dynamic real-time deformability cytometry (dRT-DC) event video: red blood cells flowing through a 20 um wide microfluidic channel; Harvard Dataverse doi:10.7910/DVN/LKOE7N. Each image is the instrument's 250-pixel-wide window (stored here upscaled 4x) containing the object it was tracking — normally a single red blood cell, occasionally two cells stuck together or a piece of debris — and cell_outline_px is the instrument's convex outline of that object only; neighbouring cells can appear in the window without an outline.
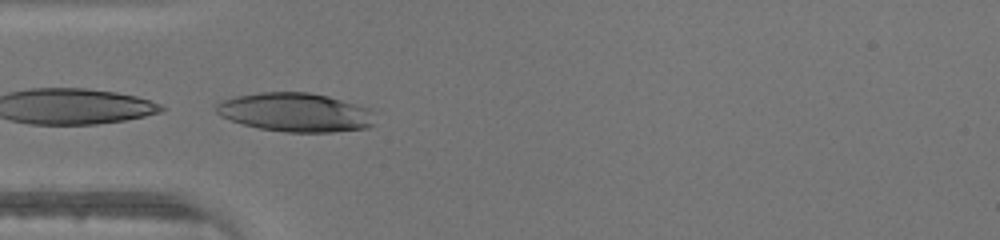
{"species": "human", "species_latin": "Homo sapiens", "temperature_condition": "warm", "stored_images_in_passage": 30, "segment_of_instrument_passage": [2, 2], "camera_frame_rate_fps": 3000, "um_per_image_px": 0.085, "donor": {"sex": "male"}, "frame": {"image": 1, "passage_image": 13, "time_ms": 4.0, "image_size_px": [1000, 240], "cell_outline_px": [[372, 124], [368, 128], [332, 132], [284, 132], [260, 128], [244, 124], [220, 116], [216, 112], [216, 104], [232, 96], [260, 92], [308, 92], [328, 96], [368, 108]], "centroid_in_image_um": [25.05, 9.54], "position_along_channel_um": 60.0, "area_um2": 35.55}}
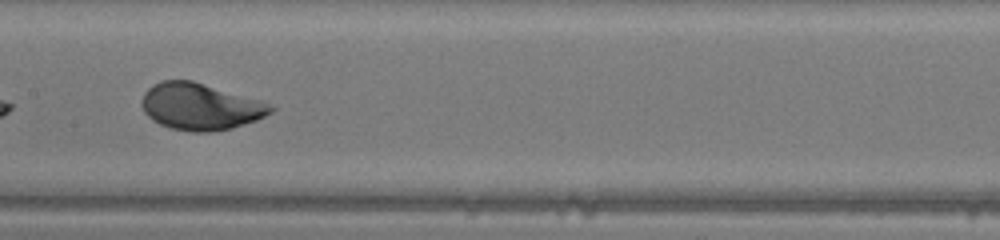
{"frame": {"image": 2, "passage_image": 22, "time_ms": 7.0, "image_size_px": [1000, 240], "cell_outline_px": [[276, 108], [272, 112], [256, 120], [232, 128], [212, 132], [192, 132], [172, 128], [160, 124], [152, 120], [144, 112], [140, 104], [144, 92], [152, 84], [160, 80], [192, 80], [264, 100]], "centroid_in_image_um": [17.04, 9.04], "position_along_channel_um": 190.4, "area_um2": 35.55}}
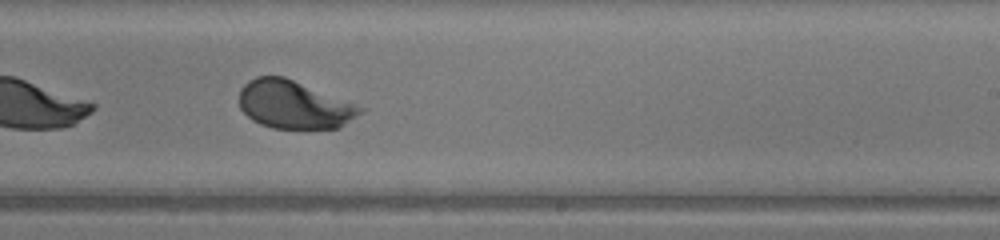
{"frame": {"image": 3, "passage_image": 27, "time_ms": 8.667, "image_size_px": [1000, 240], "cell_outline_px": [[368, 108], [340, 128], [272, 128], [260, 124], [252, 120], [240, 108], [240, 88], [248, 80], [256, 76], [284, 76]], "centroid_in_image_um": [25.01, 8.89], "position_along_channel_um": 264.0, "area_um2": 34.04}}